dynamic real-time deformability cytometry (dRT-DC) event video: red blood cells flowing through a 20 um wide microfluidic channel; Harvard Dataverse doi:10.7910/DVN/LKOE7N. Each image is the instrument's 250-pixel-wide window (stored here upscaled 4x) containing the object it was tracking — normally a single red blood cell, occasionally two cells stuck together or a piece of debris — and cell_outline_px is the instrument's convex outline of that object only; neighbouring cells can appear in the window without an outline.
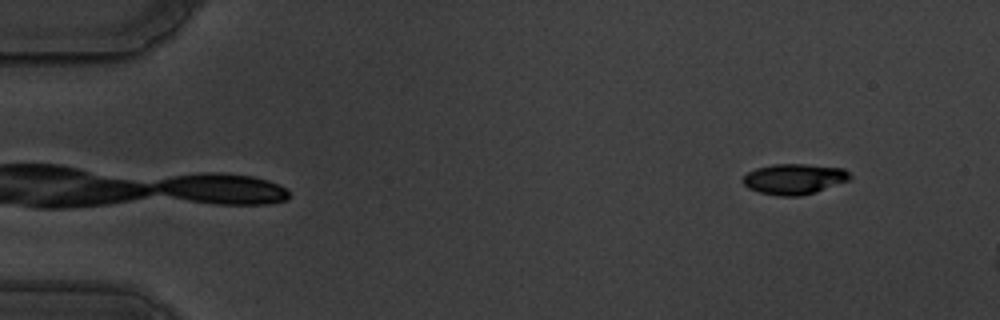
{"species": "common noctule bat (a hibernating species)", "species_latin": "Nyctalus noctula", "temperature_condition": "warm", "stored_images_in_passage": 38, "camera_frame_rate_fps": 3000, "um_per_image_px": 0.085, "animal": {"sex": "male", "body_mass_g": 19.5, "forearm_length_mm": 54.6}, "frame": {"image": 1, "passage_image": 1, "time_ms": 0.0, "image_size_px": [1000, 320], "cell_outline_px": [[852, 176], [848, 180], [816, 192], [800, 196], [780, 196], [760, 192], [748, 188], [740, 180], [748, 172], [756, 168], [772, 164], [808, 164], [844, 168]], "centroid_in_image_um": [67.49, 15.21], "position_along_channel_um": 17.5, "area_um2": 19.07}}
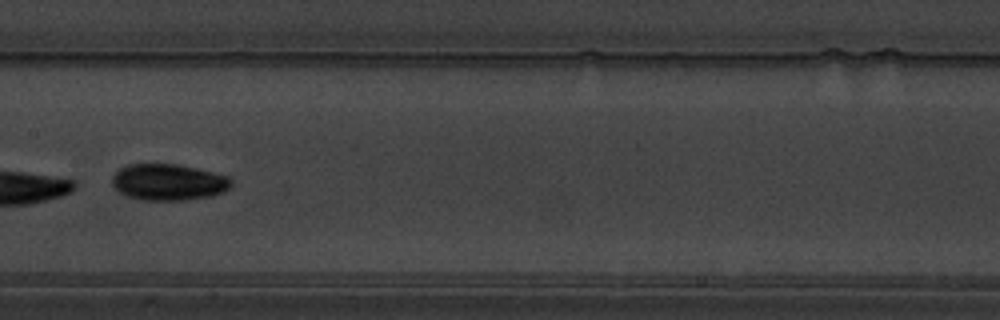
{"frame": {"image": 2, "passage_image": 12, "time_ms": 3.667, "image_size_px": [1000, 320], "cell_outline_px": [[232, 184], [224, 192], [212, 196], [180, 200], [144, 200], [128, 196], [120, 192], [112, 184], [112, 176], [120, 168], [128, 164], [176, 164], [196, 168], [228, 176], [232, 180]], "centroid_in_image_um": [14.32, 15.48], "position_along_channel_um": 193.1, "area_um2": 25.14}}
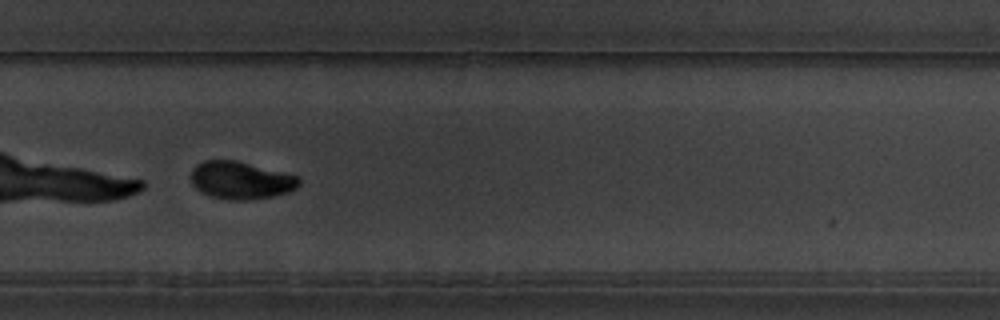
{"frame": {"image": 3, "passage_image": 22, "time_ms": 7.0, "image_size_px": [1000, 320], "cell_outline_px": [[300, 184], [296, 188], [288, 192], [272, 196], [244, 200], [228, 200], [212, 196], [196, 188], [192, 184], [192, 168], [196, 164], [204, 160], [236, 160], [296, 176], [300, 180]], "centroid_in_image_um": [20.44, 15.32], "position_along_channel_um": 309.4, "area_um2": 23.29}, "authors_computed_cell_mechanics": {"area_um2": 24.9696, "velocity_mm_per_s": 3.5033, "shape_relaxation_time_tau1_ms": 2.9883, "shape_relaxation_time_tau2_ms": 6.3995, "deformation_change_tau1": 0.1549, "deformation_change_tau2": 0.0698}}